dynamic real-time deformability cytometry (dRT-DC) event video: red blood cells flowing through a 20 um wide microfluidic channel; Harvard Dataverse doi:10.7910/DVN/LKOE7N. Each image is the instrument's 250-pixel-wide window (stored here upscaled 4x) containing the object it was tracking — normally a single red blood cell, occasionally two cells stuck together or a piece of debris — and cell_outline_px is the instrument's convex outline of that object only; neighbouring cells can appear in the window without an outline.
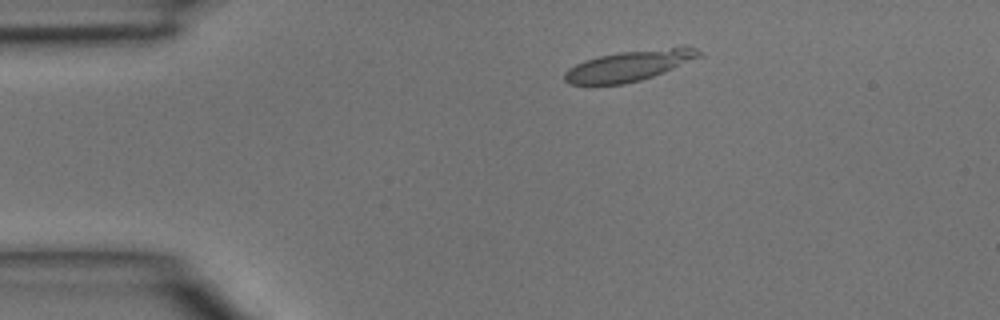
{"species": "common noctule bat (a hibernating species)", "species_latin": "Nyctalus noctula", "temperature_condition": "room temperature", "stored_images_in_passage": 3, "camera_frame_rate_fps": 3000, "um_per_image_px": 0.085, "animal": {"sex": "male", "body_mass_g": 15.6}, "frame": {"image": 1, "passage_image": 1, "time_ms": 0.0, "image_size_px": [1000, 320], "cell_outline_px": [[704, 56], [664, 72], [640, 80], [624, 84], [592, 88], [568, 84], [564, 80], [564, 72], [568, 68], [584, 60], [600, 56], [620, 52], [672, 48], [696, 48]], "centroid_in_image_um": [53.35, 5.66], "position_along_channel_um": 31.7, "area_um2": 24.28}}